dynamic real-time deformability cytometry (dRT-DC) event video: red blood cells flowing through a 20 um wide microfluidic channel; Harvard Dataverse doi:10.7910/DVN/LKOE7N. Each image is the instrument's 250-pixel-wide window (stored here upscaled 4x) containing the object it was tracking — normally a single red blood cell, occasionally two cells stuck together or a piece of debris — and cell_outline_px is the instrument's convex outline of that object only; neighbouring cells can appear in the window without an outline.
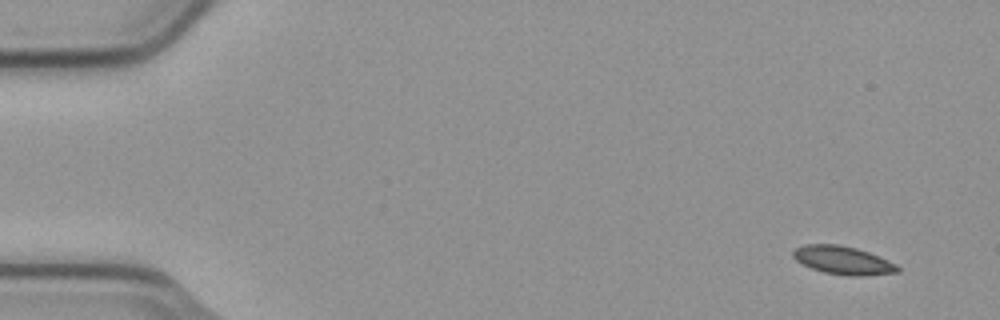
{"species": "common noctule bat (a hibernating species)", "species_latin": "Nyctalus noctula", "temperature_condition": "cold", "stored_images_in_passage": 8, "camera_frame_rate_fps": 3000, "um_per_image_px": 0.085, "animal": {"sex": "male", "body_mass_g": 23.1, "forearm_length_mm": 52.7}, "frame": {"image": 1, "passage_image": 1, "time_ms": 0.0, "image_size_px": [1000, 320], "cell_outline_px": [[900, 272], [864, 276], [848, 276], [824, 272], [812, 268], [796, 260], [792, 256], [792, 252], [796, 248], [804, 244], [836, 244], [856, 248], [868, 252], [888, 260], [896, 264], [900, 268]], "centroid_in_image_um": [71.67, 22.13], "position_along_channel_um": 13.3, "area_um2": 17.17}}
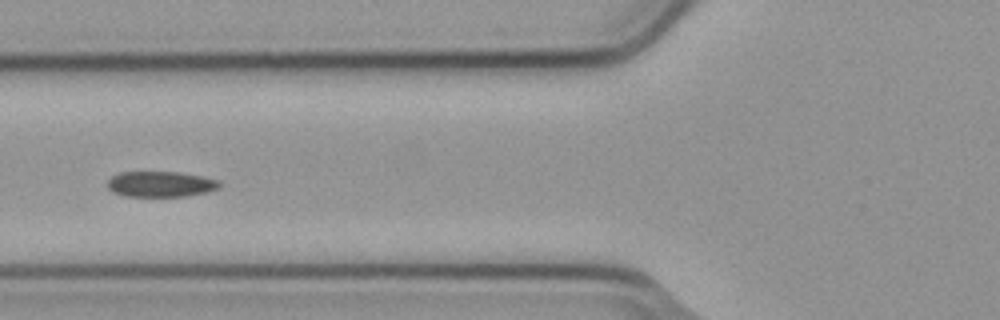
{"frame": {"image": 2, "passage_image": 5, "time_ms": 1.333, "image_size_px": [1000, 320], "cell_outline_px": [[220, 188], [208, 192], [184, 196], [124, 196], [112, 192], [108, 188], [108, 180], [112, 176], [120, 172], [180, 172], [220, 180]], "centroid_in_image_um": [13.66, 15.65], "position_along_channel_um": 112.1, "area_um2": 16.76}}
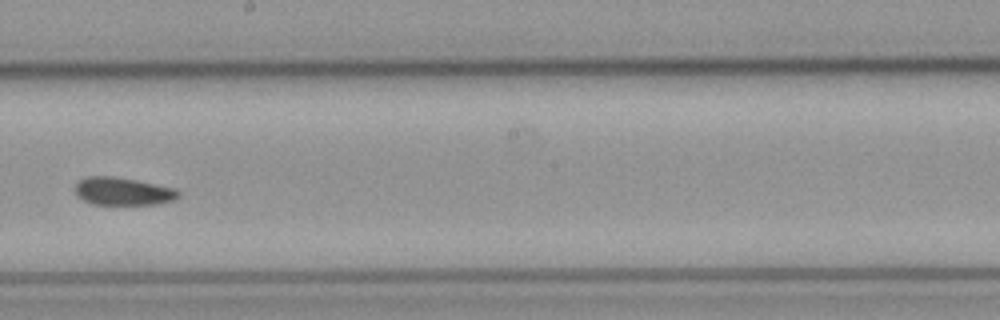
{"frame": {"image": 3, "passage_image": 8, "time_ms": 2.333, "image_size_px": [1000, 320], "cell_outline_px": [[180, 196], [172, 200], [156, 204], [92, 204], [84, 200], [76, 192], [76, 184], [84, 176], [116, 176], [176, 188], [180, 192]], "centroid_in_image_um": [10.47, 16.25], "position_along_channel_um": 237.7, "area_um2": 16.65}}